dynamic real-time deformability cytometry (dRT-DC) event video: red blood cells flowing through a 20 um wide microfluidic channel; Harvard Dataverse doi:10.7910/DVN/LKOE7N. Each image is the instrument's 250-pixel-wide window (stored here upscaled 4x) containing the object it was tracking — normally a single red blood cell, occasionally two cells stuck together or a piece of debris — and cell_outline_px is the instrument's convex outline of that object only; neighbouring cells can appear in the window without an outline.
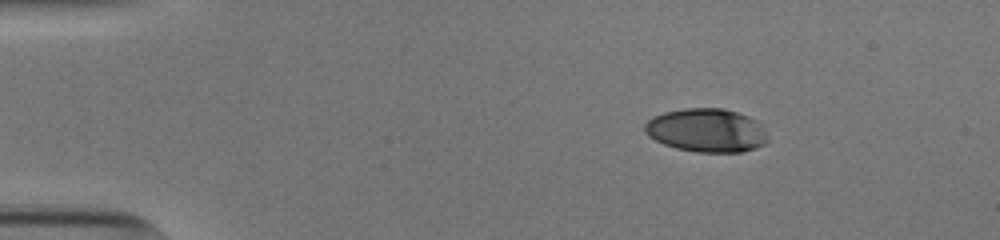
{"species": "human", "species_latin": "Homo sapiens", "temperature_condition": "cold", "stored_images_in_passage": 46, "camera_frame_rate_fps": 3000, "um_per_image_px": 0.085, "donor": {"sex": "male"}, "frame": {"image": 1, "passage_image": 1, "time_ms": 0.0, "image_size_px": [1000, 240], "cell_outline_px": [[768, 140], [764, 144], [756, 148], [740, 152], [696, 152], [676, 148], [664, 144], [648, 136], [644, 132], [644, 124], [648, 120], [664, 112], [684, 108], [724, 108], [748, 116], [756, 120], [768, 132]], "centroid_in_image_um": [60.08, 11.08], "position_along_channel_um": 24.9, "area_um2": 31.39}}
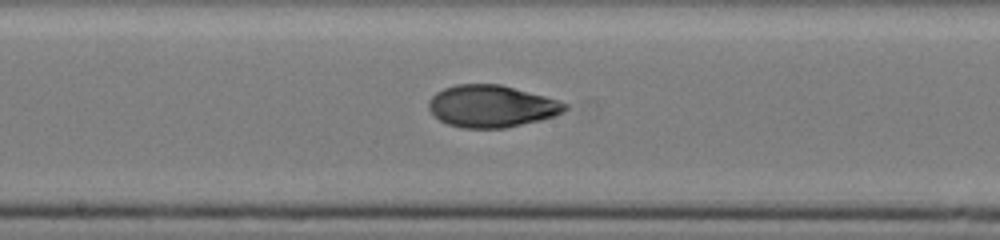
{"frame": {"image": 2, "passage_image": 22, "time_ms": 7.0, "image_size_px": [1000, 240], "cell_outline_px": [[568, 108], [564, 112], [540, 120], [504, 128], [460, 128], [448, 124], [440, 120], [428, 108], [428, 100], [436, 92], [444, 88], [456, 84], [500, 84], [544, 96], [568, 104]], "centroid_in_image_um": [41.76, 9.03], "position_along_channel_um": 206.4, "area_um2": 33.23}}
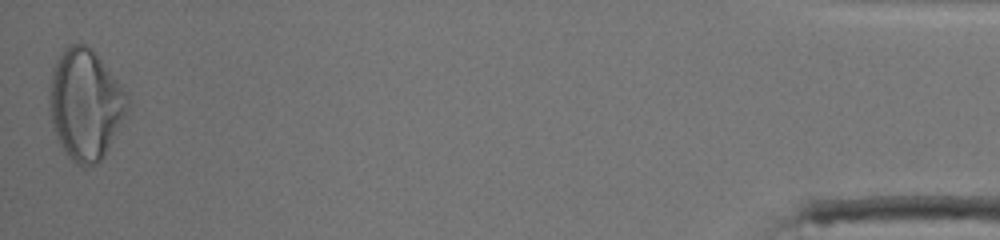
{"frame": {"image": 3, "passage_image": 46, "time_ms": 15.0, "image_size_px": [1000, 240], "cell_outline_px": [[128, 108], [104, 156], [96, 164], [84, 168], [76, 164], [64, 152], [56, 136], [52, 124], [48, 104], [48, 88], [52, 68], [56, 60], [64, 48], [68, 44], [84, 44], [92, 48], [96, 52], [128, 92]], "centroid_in_image_um": [7.23, 8.84], "position_along_channel_um": 428.0, "area_um2": 50.81}, "authors_computed_cell_mechanics": {"area_um2": 33.4084, "velocity_mm_per_s": 3.843, "shape_relaxation_time_tau1_ms": 6.6909, "shape_relaxation_time_tau2_ms": 1.049, "deformation_change_tau1": 0.2279, "deformation_change_tau2": 0.0505}}